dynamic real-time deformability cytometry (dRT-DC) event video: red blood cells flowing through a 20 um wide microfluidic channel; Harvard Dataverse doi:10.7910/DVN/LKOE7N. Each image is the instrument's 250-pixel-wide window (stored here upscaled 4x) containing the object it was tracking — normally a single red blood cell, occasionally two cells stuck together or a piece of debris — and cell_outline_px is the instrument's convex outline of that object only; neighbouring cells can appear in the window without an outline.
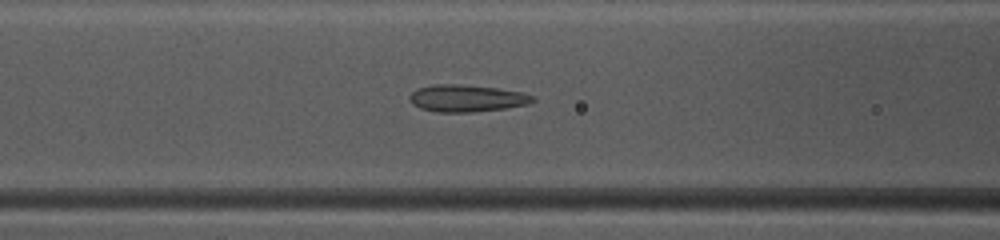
{"species": "common noctule bat (a hibernating species)", "species_latin": "Nyctalus noctula", "temperature_condition": "warm", "stored_images_in_passage": 47, "camera_frame_rate_fps": 3000, "um_per_image_px": 0.085, "animal": {"sex": "female", "body_mass_g": 10.0, "forearm_length_mm": 53.1}, "frame": {"image": 1, "passage_image": 19, "time_ms": 6.0, "image_size_px": [1000, 240], "cell_outline_px": [[536, 100], [528, 104], [508, 108], [472, 112], [436, 112], [420, 108], [412, 104], [408, 96], [416, 88], [432, 84], [460, 84], [496, 88], [524, 92], [536, 96]], "centroid_in_image_um": [39.68, 8.35], "position_along_channel_um": 126.9, "area_um2": 19.71}}
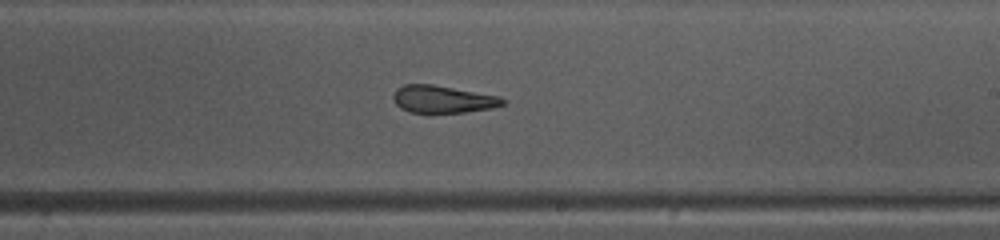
{"frame": {"image": 2, "passage_image": 28, "time_ms": 9.0, "image_size_px": [1000, 240], "cell_outline_px": [[508, 100], [504, 104], [492, 108], [464, 112], [408, 112], [400, 108], [396, 104], [392, 96], [396, 88], [404, 84], [432, 84], [500, 96]], "centroid_in_image_um": [37.64, 8.42], "position_along_channel_um": 251.4, "area_um2": 17.51}}
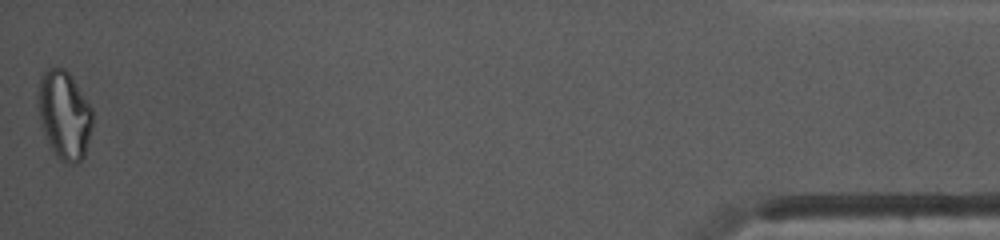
{"frame": {"image": 3, "passage_image": 47, "time_ms": 15.333, "image_size_px": [1000, 240], "cell_outline_px": [[92, 128], [84, 156], [76, 164], [68, 164], [60, 160], [56, 156], [40, 124], [40, 76], [48, 68], [64, 68], [72, 76], [92, 108]], "centroid_in_image_um": [5.5, 9.79], "position_along_channel_um": 429.7, "area_um2": 27.57}, "authors_computed_cell_mechanics": {"area_um2": 20.519, "velocity_mm_per_s": 4.1433, "shape_relaxation_time_tau1_ms": null, "shape_relaxation_time_tau2_ms": 1.406, "deformation_change_tau1": null, "deformation_change_tau2": 0.0738}}